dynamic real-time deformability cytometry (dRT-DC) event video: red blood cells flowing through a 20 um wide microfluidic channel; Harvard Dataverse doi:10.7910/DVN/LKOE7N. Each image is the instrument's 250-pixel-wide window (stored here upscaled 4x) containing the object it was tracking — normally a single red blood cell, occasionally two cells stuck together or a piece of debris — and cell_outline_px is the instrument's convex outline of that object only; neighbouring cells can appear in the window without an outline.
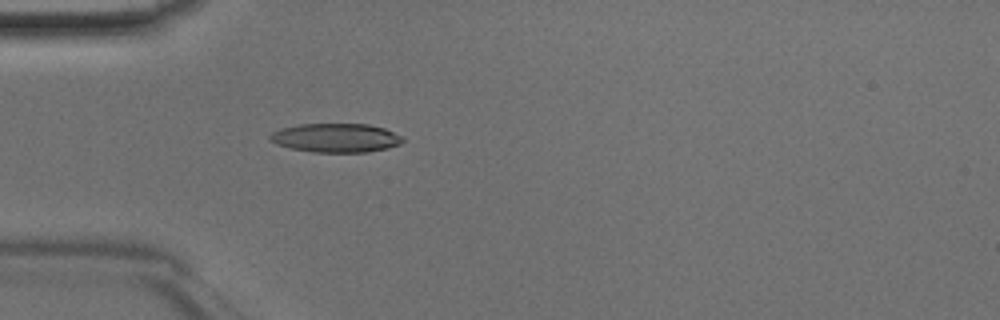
{"species": "Egyptian fruit bat (a non-hibernating species)", "species_latin": "Rousettus aegyptiacus", "temperature_condition": "room temperature", "stored_images_in_passage": 37, "camera_frame_rate_fps": 3000, "um_per_image_px": 0.085, "animal": {"sex": "male"}, "frame": {"image": 1, "passage_image": 5, "time_ms": 1.333, "image_size_px": [1000, 320], "cell_outline_px": [[404, 140], [400, 144], [388, 148], [368, 152], [312, 152], [292, 148], [276, 144], [268, 136], [272, 132], [280, 128], [300, 124], [368, 124], [384, 128], [404, 136]], "centroid_in_image_um": [28.58, 11.71], "position_along_channel_um": 56.4, "area_um2": 22.43}}
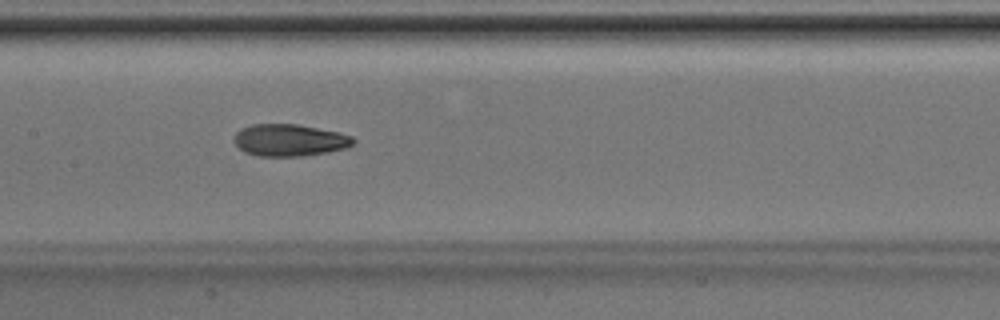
{"frame": {"image": 2, "passage_image": 14, "time_ms": 4.333, "image_size_px": [1000, 320], "cell_outline_px": [[356, 140], [348, 148], [328, 152], [304, 156], [256, 156], [244, 152], [232, 140], [236, 132], [240, 128], [252, 124], [296, 124], [336, 132], [352, 136]], "centroid_in_image_um": [24.58, 11.92], "position_along_channel_um": 182.8, "area_um2": 22.31}}
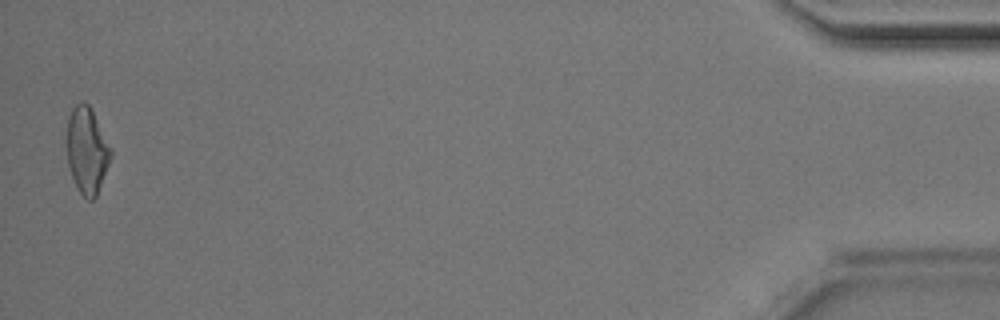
{"frame": {"image": 3, "passage_image": 37, "time_ms": 12.0, "image_size_px": [1000, 320], "cell_outline_px": [[112, 156], [96, 196], [92, 200], [88, 200], [76, 188], [68, 164], [64, 144], [68, 116], [72, 108], [80, 100], [84, 100], [88, 104], [112, 148]], "centroid_in_image_um": [7.35, 12.75], "position_along_channel_um": 427.9, "area_um2": 22.6}}